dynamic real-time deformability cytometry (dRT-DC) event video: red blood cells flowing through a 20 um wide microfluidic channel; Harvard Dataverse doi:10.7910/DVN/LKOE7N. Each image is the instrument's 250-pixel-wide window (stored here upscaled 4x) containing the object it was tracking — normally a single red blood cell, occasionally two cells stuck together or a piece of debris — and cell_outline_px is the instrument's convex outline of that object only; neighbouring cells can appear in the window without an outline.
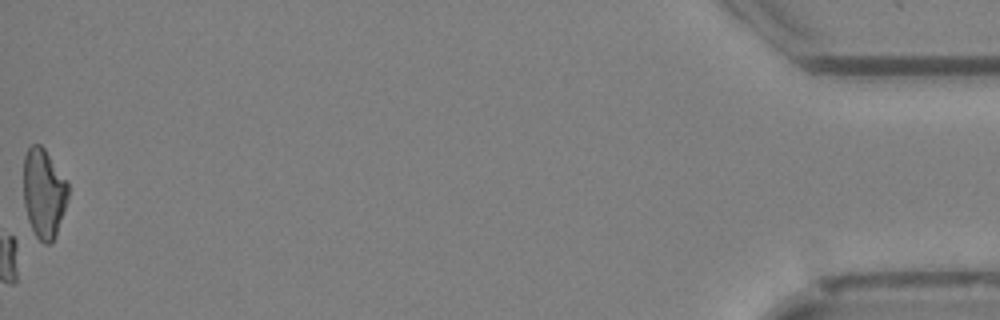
{"species": "Egyptian fruit bat (a non-hibernating species)", "species_latin": "Rousettus aegyptiacus", "temperature_condition": "cold", "stored_images_in_passage": 40, "camera_frame_rate_fps": 3000, "um_per_image_px": 0.085, "animal": {"sex": "female"}, "frame": {"image": 1, "passage_image": 40, "time_ms": 13.0, "image_size_px": [1000, 320], "cell_outline_px": [[68, 200], [56, 236], [48, 244], [44, 244], [32, 236], [24, 204], [24, 156], [28, 148], [32, 144], [40, 144], [44, 148], [68, 180]], "centroid_in_image_um": [3.73, 16.46], "position_along_channel_um": 431.5, "area_um2": 23.76}, "authors_computed_cell_mechanics": {"area_um2": 21.097, "velocity_mm_per_s": 3.9926, "shape_relaxation_time_tau1_ms": 7.981, "shape_relaxation_time_tau2_ms": null, "deformation_change_tau1": 0.1363, "deformation_change_tau2": null}}